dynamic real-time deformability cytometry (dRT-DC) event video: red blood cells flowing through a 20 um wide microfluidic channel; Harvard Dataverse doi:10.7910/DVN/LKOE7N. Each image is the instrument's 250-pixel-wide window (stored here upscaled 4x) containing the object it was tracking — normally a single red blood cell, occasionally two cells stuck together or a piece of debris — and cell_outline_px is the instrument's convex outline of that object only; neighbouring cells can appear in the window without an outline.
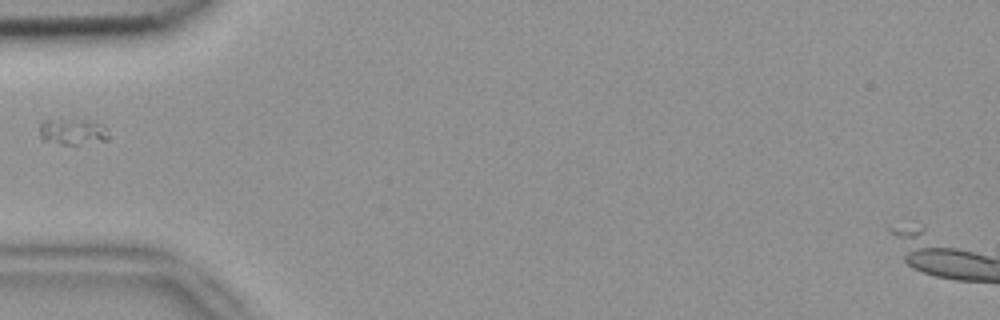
{"species": "common noctule bat (a hibernating species)", "species_latin": "Nyctalus noctula", "temperature_condition": "room temperature", "stored_images_in_passage": 2, "camera_frame_rate_fps": 3000, "um_per_image_px": 0.085, "animal": {"sex": "female", "body_mass_g": 18.4}, "frame": {"image": 1, "passage_image": 1, "time_ms": 0.0, "image_size_px": [1000, 320], "cell_outline_px": [[108, 140], [76, 144], [60, 144], [44, 140], [40, 136], [40, 124], [44, 120], [84, 120], [100, 124], [104, 128], [108, 136]], "centroid_in_image_um": [6.13, 11.2], "position_along_channel_um": 78.9, "area_um2": 10.12}}